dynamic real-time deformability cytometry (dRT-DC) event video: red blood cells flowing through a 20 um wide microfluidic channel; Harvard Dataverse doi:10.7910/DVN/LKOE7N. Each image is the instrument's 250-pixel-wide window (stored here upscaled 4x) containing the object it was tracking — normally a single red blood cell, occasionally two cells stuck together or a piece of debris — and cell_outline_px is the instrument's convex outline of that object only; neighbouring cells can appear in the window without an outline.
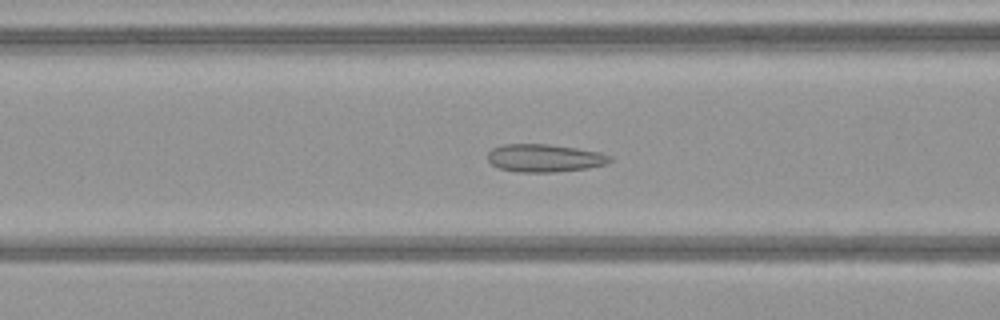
{"species": "common noctule bat (a hibernating species)", "species_latin": "Nyctalus noctula", "temperature_condition": "warm", "stored_images_in_passage": 52, "camera_frame_rate_fps": 3000, "um_per_image_px": 0.085, "animal": {"sex": "female", "body_mass_g": 21.9}, "frame": {"image": 1, "passage_image": 22, "time_ms": 7.0, "image_size_px": [1000, 320], "cell_outline_px": [[612, 160], [608, 164], [588, 168], [552, 172], [516, 172], [500, 168], [492, 164], [488, 160], [488, 152], [492, 148], [504, 144], [548, 144], [576, 148], [600, 152], [612, 156]], "centroid_in_image_um": [46.31, 13.43], "position_along_channel_um": 120.3, "area_um2": 19.88}}
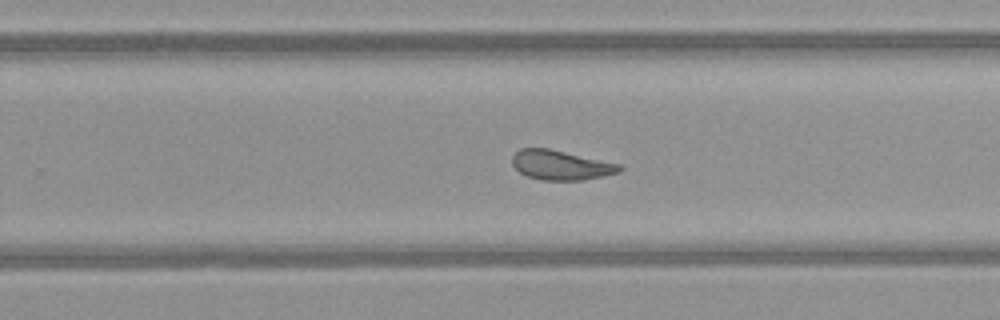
{"frame": {"image": 2, "passage_image": 34, "time_ms": 11.0, "image_size_px": [1000, 320], "cell_outline_px": [[624, 168], [620, 172], [604, 176], [584, 180], [540, 180], [528, 176], [520, 172], [512, 164], [512, 156], [520, 148], [548, 148], [620, 164]], "centroid_in_image_um": [47.68, 14.04], "position_along_channel_um": 282.1, "area_um2": 18.5}}
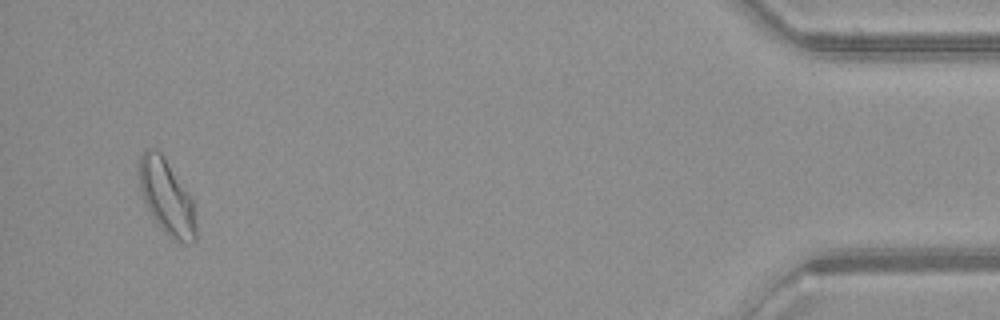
{"frame": {"image": 3, "passage_image": 50, "time_ms": 16.333, "image_size_px": [1000, 320], "cell_outline_px": [[196, 240], [192, 244], [184, 244], [172, 240], [164, 232], [152, 216], [144, 200], [140, 188], [140, 156], [144, 148], [156, 148], [164, 156], [192, 200], [196, 224]], "centroid_in_image_um": [14.18, 16.79], "position_along_channel_um": 421.0, "area_um2": 24.62}, "authors_computed_cell_mechanics": {"area_um2": 21.0392, "velocity_mm_per_s": 4.049, "shape_relaxation_time_tau1_ms": null, "shape_relaxation_time_tau2_ms": 0.9969, "deformation_change_tau1": null, "deformation_change_tau2": 0.0878}}